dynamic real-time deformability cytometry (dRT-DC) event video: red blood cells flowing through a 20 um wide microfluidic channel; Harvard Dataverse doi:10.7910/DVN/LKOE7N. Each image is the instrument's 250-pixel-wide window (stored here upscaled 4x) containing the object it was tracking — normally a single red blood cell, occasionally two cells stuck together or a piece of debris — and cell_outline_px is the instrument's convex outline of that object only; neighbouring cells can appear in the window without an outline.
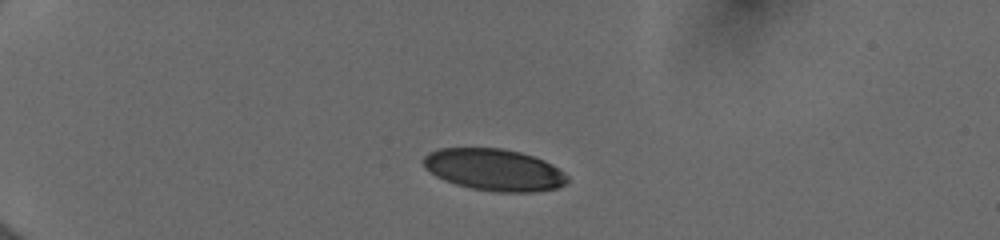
{"species": "human", "species_latin": "Homo sapiens", "temperature_condition": "cold", "stored_images_in_passage": 40, "camera_frame_rate_fps": 3000, "um_per_image_px": 0.085, "donor": {"sex": "female"}, "frame": {"image": 1, "passage_image": 1, "time_ms": 0.0, "image_size_px": [1000, 240], "cell_outline_px": [[568, 180], [564, 184], [556, 188], [532, 192], [500, 192], [472, 188], [456, 184], [444, 180], [436, 176], [424, 168], [424, 156], [428, 152], [440, 148], [500, 148], [520, 152], [544, 160], [552, 164], [564, 172], [568, 176]], "centroid_in_image_um": [41.99, 14.42], "position_along_channel_um": 43.0, "area_um2": 34.97}}
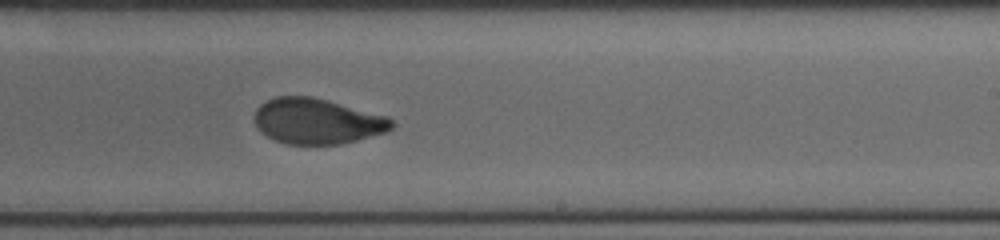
{"frame": {"image": 2, "passage_image": 22, "time_ms": 7.0, "image_size_px": [1000, 240], "cell_outline_px": [[396, 124], [388, 132], [340, 144], [288, 144], [276, 140], [260, 132], [256, 128], [252, 116], [256, 108], [260, 104], [276, 96], [312, 96], [328, 100], [388, 116]], "centroid_in_image_um": [26.94, 10.29], "position_along_channel_um": 262.1, "area_um2": 36.76}}
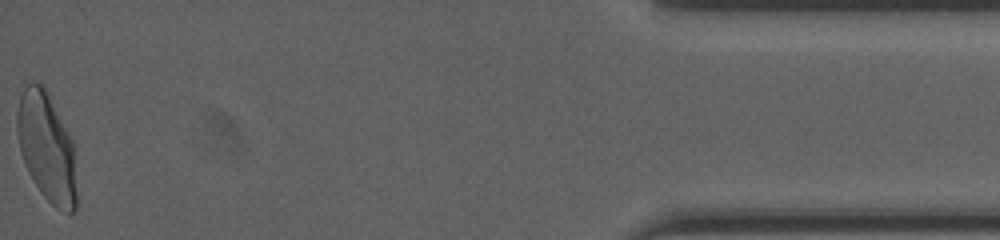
{"frame": {"image": 3, "passage_image": 40, "time_ms": 13.0, "image_size_px": [1000, 240], "cell_outline_px": [[76, 208], [72, 212], [68, 212], [56, 208], [40, 192], [28, 172], [20, 148], [16, 128], [16, 112], [20, 96], [24, 84], [32, 80], [40, 84], [44, 88], [72, 140], [76, 192]], "centroid_in_image_um": [3.93, 12.5], "position_along_channel_um": 431.3, "area_um2": 37.11}, "authors_computed_cell_mechanics": {"area_um2": 37.0787, "velocity_mm_per_s": 3.9991, "shape_relaxation_time_tau1_ms": 4.7681, "shape_relaxation_time_tau2_ms": 0.9379, "deformation_change_tau1": 0.1721, "deformation_change_tau2": 0.0509}}